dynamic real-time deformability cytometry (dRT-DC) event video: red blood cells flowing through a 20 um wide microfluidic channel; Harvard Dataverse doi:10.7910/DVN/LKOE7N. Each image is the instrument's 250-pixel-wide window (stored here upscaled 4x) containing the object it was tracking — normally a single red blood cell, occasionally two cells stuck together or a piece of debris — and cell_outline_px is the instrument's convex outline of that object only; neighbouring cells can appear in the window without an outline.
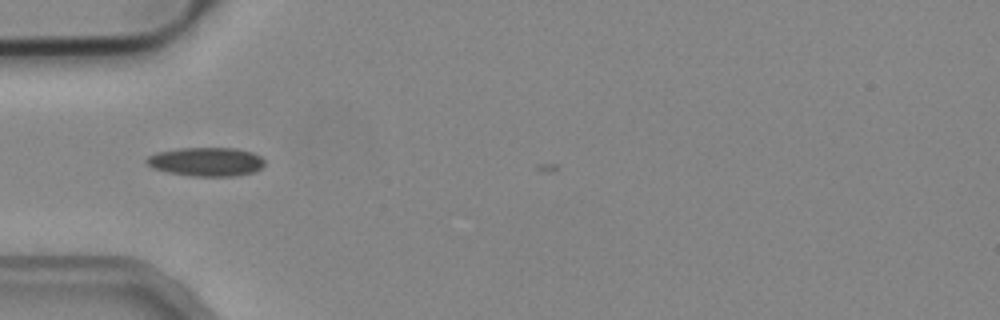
{"species": "common noctule bat (a hibernating species)", "species_latin": "Nyctalus noctula", "temperature_condition": "cold", "stored_images_in_passage": 5, "camera_frame_rate_fps": 3000, "um_per_image_px": 0.085, "animal": {"sex": "male", "body_mass_g": 19.2, "forearm_length_mm": 51.8}, "frame": {"image": 1, "passage_image": 3, "time_ms": 0.667, "image_size_px": [1000, 320], "cell_outline_px": [[264, 164], [256, 172], [236, 176], [196, 176], [168, 172], [152, 168], [144, 160], [148, 156], [156, 152], [180, 148], [236, 148], [252, 152], [260, 156], [264, 160]], "centroid_in_image_um": [17.54, 13.74], "position_along_channel_um": 67.5, "area_um2": 19.88}}